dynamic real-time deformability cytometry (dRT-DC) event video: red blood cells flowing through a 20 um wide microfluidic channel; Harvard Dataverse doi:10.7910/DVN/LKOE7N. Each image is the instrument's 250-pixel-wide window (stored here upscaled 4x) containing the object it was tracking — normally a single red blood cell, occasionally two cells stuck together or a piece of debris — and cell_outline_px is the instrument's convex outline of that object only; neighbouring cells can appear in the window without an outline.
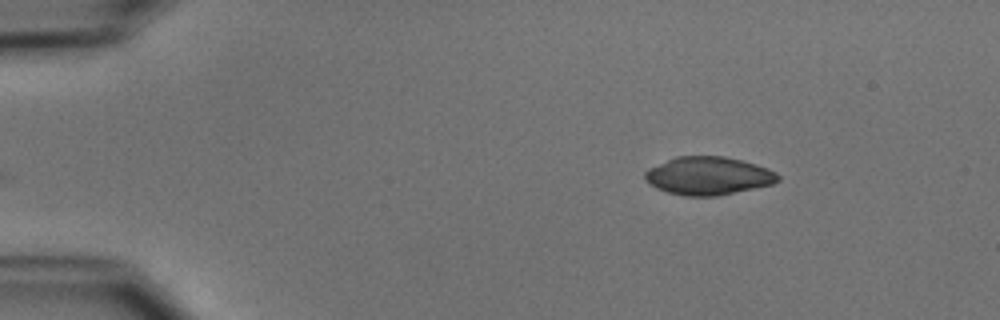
{"species": "common noctule bat (a hibernating species)", "species_latin": "Nyctalus noctula", "temperature_condition": "cold", "stored_images_in_passage": 44, "camera_frame_rate_fps": 3000, "um_per_image_px": 0.085, "animal": {"sex": "male", "body_mass_g": 15.6}, "frame": {"image": 1, "passage_image": 1, "time_ms": 0.0, "image_size_px": [1000, 320], "cell_outline_px": [[780, 180], [772, 184], [716, 196], [684, 196], [668, 192], [656, 188], [644, 180], [644, 172], [648, 168], [676, 156], [724, 156], [756, 164], [768, 168], [776, 172], [780, 176]], "centroid_in_image_um": [60.19, 14.94], "position_along_channel_um": 24.8, "area_um2": 29.54}}
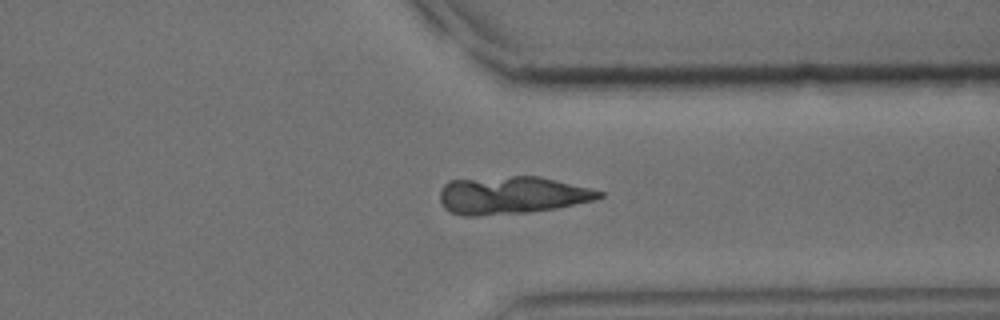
{"frame": {"image": 2, "passage_image": 33, "time_ms": 10.667, "image_size_px": [1000, 320], "cell_outline_px": [[604, 196], [596, 200], [556, 208], [524, 212], [476, 216], [460, 216], [444, 208], [440, 200], [440, 192], [444, 184], [448, 180], [512, 176], [540, 176], [604, 192]], "centroid_in_image_um": [43.47, 16.59], "position_along_channel_um": 367.9, "area_um2": 34.85}}
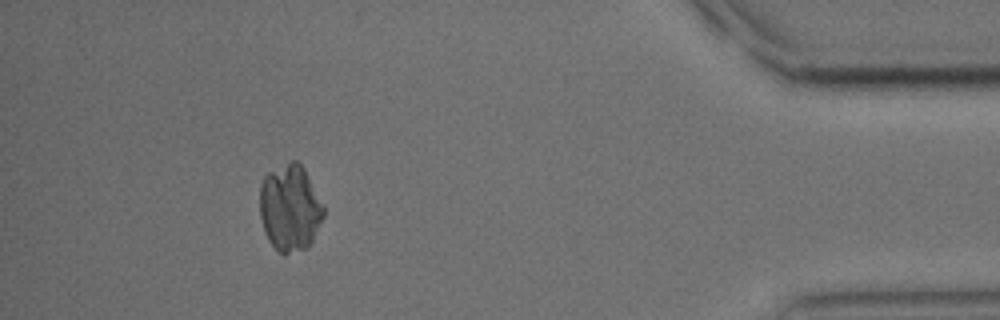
{"frame": {"image": 3, "passage_image": 40, "time_ms": 13.0, "image_size_px": [1000, 320], "cell_outline_px": [[324, 216], [308, 248], [284, 256], [268, 240], [264, 232], [260, 216], [260, 184], [264, 176], [268, 172], [292, 160], [296, 160], [304, 168], [324, 204]], "centroid_in_image_um": [24.65, 17.68], "position_along_channel_um": 410.6, "area_um2": 32.48}}